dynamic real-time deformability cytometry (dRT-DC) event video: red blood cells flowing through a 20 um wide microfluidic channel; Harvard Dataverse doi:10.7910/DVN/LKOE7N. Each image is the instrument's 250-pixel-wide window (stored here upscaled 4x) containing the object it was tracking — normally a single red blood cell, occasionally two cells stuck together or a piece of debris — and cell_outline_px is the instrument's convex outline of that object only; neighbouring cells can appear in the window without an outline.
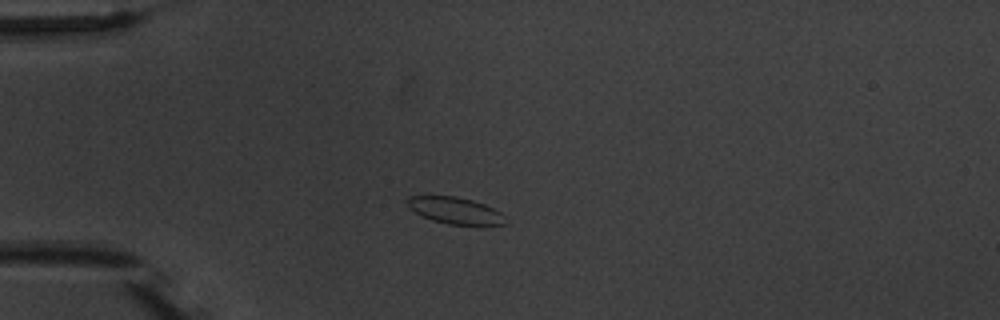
{"species": "common noctule bat (a hibernating species)", "species_latin": "Nyctalus noctula", "temperature_condition": "warm", "stored_images_in_passage": 2, "camera_frame_rate_fps": 3000, "um_per_image_px": 0.085, "animal": {"sex": "male", "body_mass_g": 20.1, "forearm_length_mm": 53.5}, "frame": {"image": 1, "passage_image": 2, "time_ms": 2.0, "image_size_px": [1000, 320], "cell_outline_px": [[508, 224], [448, 224], [432, 220], [408, 208], [404, 200], [408, 196], [456, 196], [472, 200], [484, 204], [500, 212], [504, 216]], "centroid_in_image_um": [38.64, 17.87], "position_along_channel_um": 46.4, "area_um2": 15.09}}